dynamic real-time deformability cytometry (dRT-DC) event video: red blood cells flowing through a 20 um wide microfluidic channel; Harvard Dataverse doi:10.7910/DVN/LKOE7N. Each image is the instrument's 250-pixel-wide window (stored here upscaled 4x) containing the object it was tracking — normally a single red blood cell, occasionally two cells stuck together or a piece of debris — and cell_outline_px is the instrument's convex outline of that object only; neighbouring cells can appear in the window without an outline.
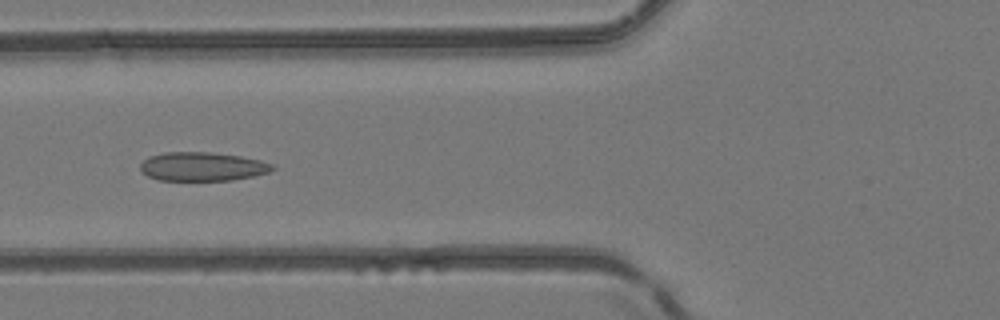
{"species": "common noctule bat (a hibernating species)", "species_latin": "Nyctalus noctula", "temperature_condition": "room temperature", "stored_images_in_passage": 39, "camera_frame_rate_fps": 3000, "um_per_image_px": 0.085, "animal": {"sex": "female", "body_mass_g": 24.6, "forearm_length_mm": 56.2}, "frame": {"image": 1, "passage_image": 11, "time_ms": 3.333, "image_size_px": [1000, 320], "cell_outline_px": [[276, 168], [268, 172], [252, 176], [232, 180], [160, 180], [148, 176], [140, 172], [140, 164], [148, 156], [164, 152], [212, 152], [240, 156], [260, 160], [272, 164]], "centroid_in_image_um": [17.17, 14.15], "position_along_channel_um": 108.6, "area_um2": 22.2}}
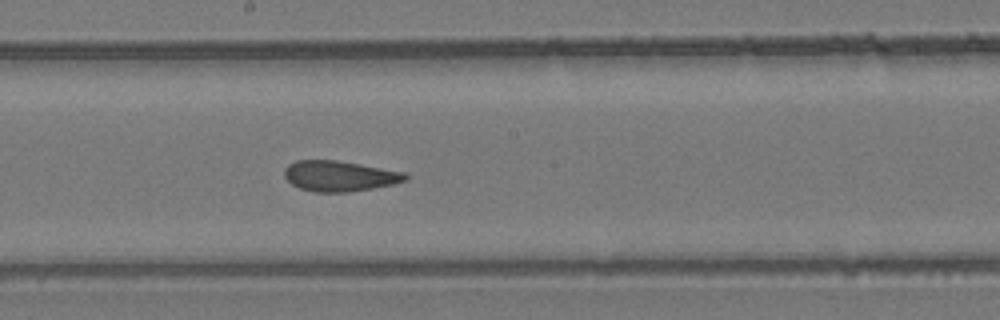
{"frame": {"image": 2, "passage_image": 19, "time_ms": 6.0, "image_size_px": [1000, 320], "cell_outline_px": [[408, 180], [392, 184], [372, 188], [348, 192], [312, 192], [300, 188], [292, 184], [284, 176], [284, 168], [288, 164], [296, 160], [336, 160], [360, 164], [404, 172], [408, 176]], "centroid_in_image_um": [28.83, 14.96], "position_along_channel_um": 219.4, "area_um2": 21.5}}
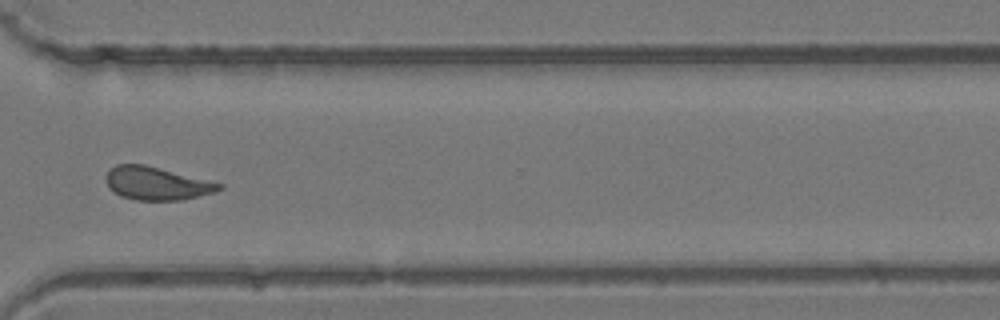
{"frame": {"image": 3, "passage_image": 29, "time_ms": 9.333, "image_size_px": [1000, 320], "cell_outline_px": [[224, 188], [200, 196], [180, 200], [136, 200], [120, 196], [108, 184], [104, 176], [116, 164], [144, 164], [224, 184]], "centroid_in_image_um": [13.33, 15.59], "position_along_channel_um": 357.3, "area_um2": 21.56}, "authors_computed_cell_mechanics": {"area_um2": 21.675, "velocity_mm_per_s": 4.1433, "shape_relaxation_time_tau1_ms": 8.9083, "shape_relaxation_time_tau2_ms": 1.5242, "deformation_change_tau1": 0.1658, "deformation_change_tau2": 0.0927}}